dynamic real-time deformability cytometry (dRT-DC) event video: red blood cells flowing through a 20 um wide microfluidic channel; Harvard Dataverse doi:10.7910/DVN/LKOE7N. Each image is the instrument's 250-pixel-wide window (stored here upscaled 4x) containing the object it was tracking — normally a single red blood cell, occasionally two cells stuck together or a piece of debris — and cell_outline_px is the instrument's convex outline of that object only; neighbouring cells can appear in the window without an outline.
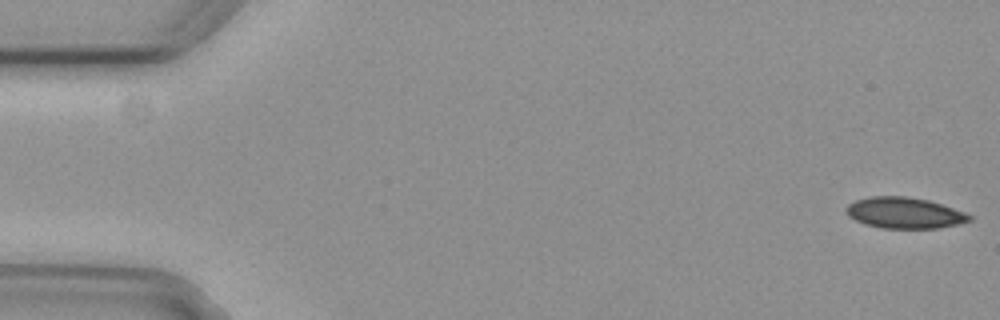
{"species": "common noctule bat (a hibernating species)", "species_latin": "Nyctalus noctula", "temperature_condition": "cold", "stored_images_in_passage": 2, "camera_frame_rate_fps": 3000, "um_per_image_px": 0.085, "animal": {"sex": "female", "body_mass_g": 29.2, "forearm_length_mm": 56.3}, "frame": {"image": 1, "passage_image": 2, "time_ms": 0.333, "image_size_px": [1000, 320], "cell_outline_px": [[972, 220], [956, 224], [936, 228], [880, 228], [864, 224], [848, 216], [844, 208], [848, 204], [856, 200], [868, 196], [908, 196], [928, 200], [964, 212], [972, 216]], "centroid_in_image_um": [76.82, 18.09], "position_along_channel_um": 8.2, "area_um2": 22.25}}